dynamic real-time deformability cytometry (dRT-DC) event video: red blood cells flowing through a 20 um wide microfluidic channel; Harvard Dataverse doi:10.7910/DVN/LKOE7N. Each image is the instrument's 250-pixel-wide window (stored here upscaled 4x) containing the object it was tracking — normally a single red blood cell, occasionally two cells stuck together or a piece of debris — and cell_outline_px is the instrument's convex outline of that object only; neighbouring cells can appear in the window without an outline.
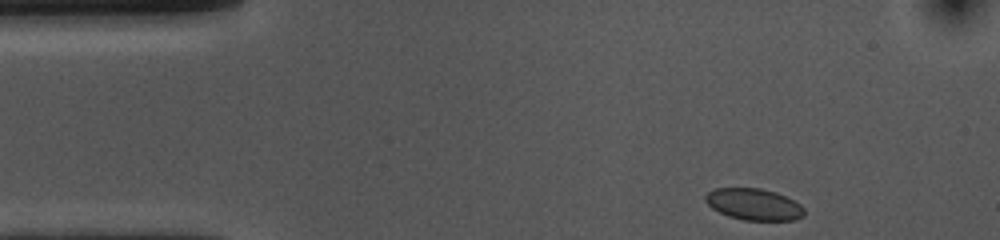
{"species": "common noctule bat (a hibernating species)", "species_latin": "Nyctalus noctula", "temperature_condition": "cold", "stored_images_in_passage": 40, "camera_frame_rate_fps": 3000, "um_per_image_px": 0.085, "animal": {"sex": "female", "body_mass_g": 10.0, "forearm_length_mm": 53.1}, "frame": {"image": 1, "passage_image": 1, "time_ms": 0.0, "image_size_px": [1000, 240], "cell_outline_px": [[804, 216], [792, 220], [744, 220], [728, 216], [712, 208], [704, 200], [704, 196], [708, 192], [716, 188], [760, 188], [776, 192], [800, 204], [804, 208]], "centroid_in_image_um": [64.06, 17.36], "position_along_channel_um": 20.9, "area_um2": 18.09}}
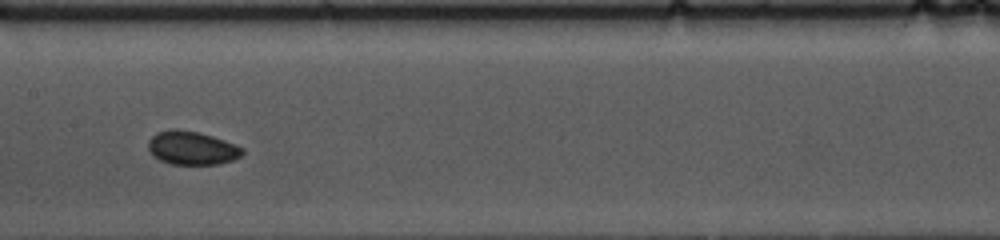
{"frame": {"image": 2, "passage_image": 20, "time_ms": 6.333, "image_size_px": [1000, 240], "cell_outline_px": [[244, 152], [240, 156], [232, 160], [220, 164], [172, 164], [160, 160], [148, 148], [148, 140], [156, 132], [172, 128], [196, 132], [212, 136], [236, 144], [244, 148]], "centroid_in_image_um": [16.33, 12.57], "position_along_channel_um": 191.1, "area_um2": 18.26}}
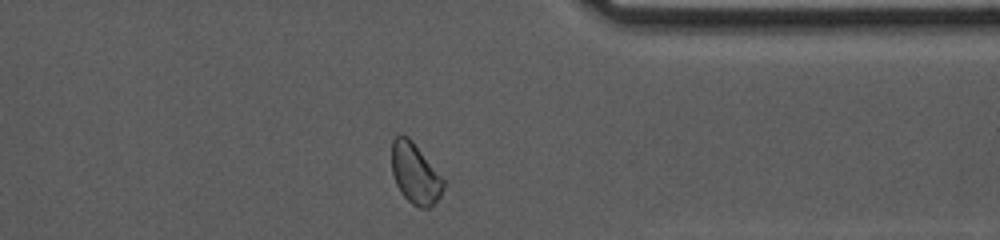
{"frame": {"image": 3, "passage_image": 36, "time_ms": 11.667, "image_size_px": [1000, 240], "cell_outline_px": [[444, 188], [440, 196], [428, 208], [420, 208], [412, 204], [400, 192], [396, 184], [392, 172], [392, 140], [400, 132], [408, 136], [412, 140], [444, 180]], "centroid_in_image_um": [35.26, 14.73], "position_along_channel_um": 376.1, "area_um2": 18.15}, "authors_computed_cell_mechanics": {"area_um2": 18.2648, "velocity_mm_per_s": 3.6501, "shape_relaxation_time_tau1_ms": 3.3326, "shape_relaxation_time_tau2_ms": 8.6013, "deformation_change_tau1": 0.0363, "deformation_change_tau2": 0.0883}}